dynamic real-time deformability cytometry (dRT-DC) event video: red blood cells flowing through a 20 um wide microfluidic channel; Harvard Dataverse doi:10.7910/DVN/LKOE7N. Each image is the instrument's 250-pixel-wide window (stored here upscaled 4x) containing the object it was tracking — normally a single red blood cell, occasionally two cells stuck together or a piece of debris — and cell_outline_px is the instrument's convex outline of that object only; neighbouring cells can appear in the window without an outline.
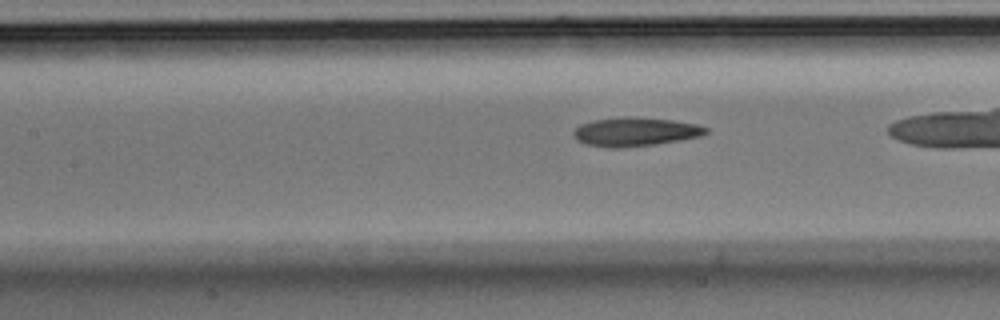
{"species": "Egyptian fruit bat (a non-hibernating species)", "species_latin": "Rousettus aegyptiacus", "temperature_condition": "room temperature", "stored_images_in_passage": 40, "camera_frame_rate_fps": 3000, "um_per_image_px": 0.085, "animal": {"sex": "male"}, "frame": {"image": 1, "passage_image": 21, "time_ms": 6.667, "image_size_px": [1000, 320], "cell_outline_px": [[708, 132], [704, 136], [656, 144], [620, 148], [608, 148], [588, 144], [576, 140], [572, 136], [572, 132], [580, 124], [592, 120], [624, 116], [632, 116], [672, 120], [696, 124], [708, 128]], "centroid_in_image_um": [53.98, 11.2], "position_along_channel_um": 153.4, "area_um2": 22.48}}
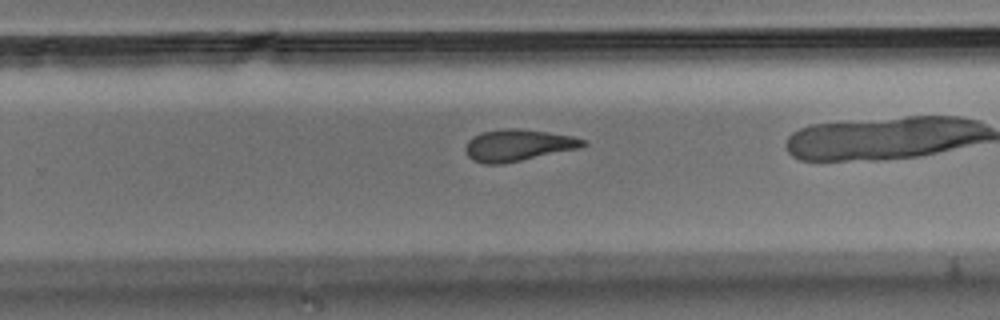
{"frame": {"image": 2, "passage_image": 32, "time_ms": 10.333, "image_size_px": [1000, 320], "cell_outline_px": [[588, 144], [580, 148], [504, 164], [484, 164], [472, 160], [468, 156], [464, 148], [468, 140], [472, 136], [480, 132], [504, 128], [516, 128], [548, 132], [572, 136], [588, 140]], "centroid_in_image_um": [44.03, 12.34], "position_along_channel_um": 285.8, "area_um2": 22.02}}
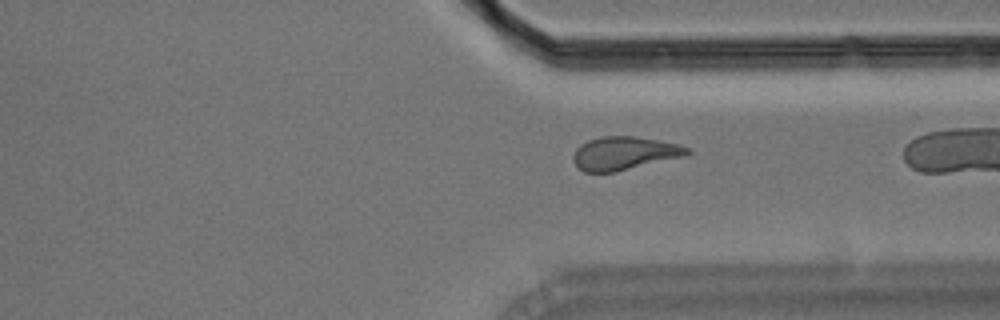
{"frame": {"image": 3, "passage_image": 38, "time_ms": 12.333, "image_size_px": [1000, 320], "cell_outline_px": [[692, 152], [684, 156], [616, 172], [584, 172], [572, 160], [572, 156], [576, 148], [580, 144], [588, 140], [600, 136], [636, 136], [680, 144], [688, 148]], "centroid_in_image_um": [53.05, 13.02], "position_along_channel_um": 358.3, "area_um2": 22.2}}